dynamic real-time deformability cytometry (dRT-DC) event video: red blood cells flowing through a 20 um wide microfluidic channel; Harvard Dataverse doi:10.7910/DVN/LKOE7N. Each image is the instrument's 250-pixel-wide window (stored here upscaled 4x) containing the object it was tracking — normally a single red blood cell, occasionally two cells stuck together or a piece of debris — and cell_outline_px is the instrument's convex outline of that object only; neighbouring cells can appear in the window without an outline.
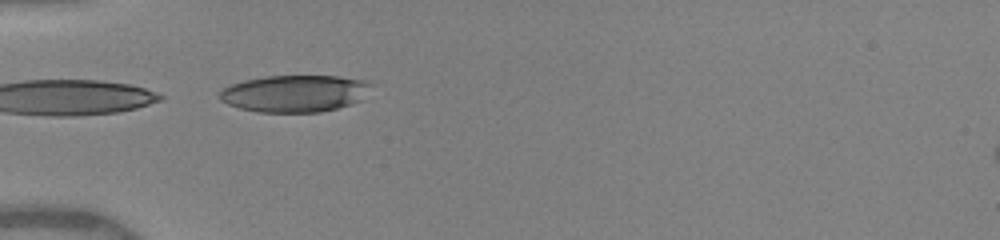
{"species": "human", "species_latin": "Homo sapiens", "temperature_condition": "warm", "stored_images_in_passage": 6, "camera_frame_rate_fps": 3000, "um_per_image_px": 0.085, "donor": {"sex": "female"}, "frame": {"image": 1, "passage_image": 1, "time_ms": 0.0, "image_size_px": [1000, 240], "cell_outline_px": [[372, 84], [360, 100], [336, 108], [320, 112], [256, 112], [240, 108], [228, 104], [220, 100], [220, 92], [224, 88], [232, 84], [244, 80], [268, 76], [336, 76], [364, 80]], "centroid_in_image_um": [25.02, 7.94], "position_along_channel_um": 60.0, "area_um2": 32.25}}
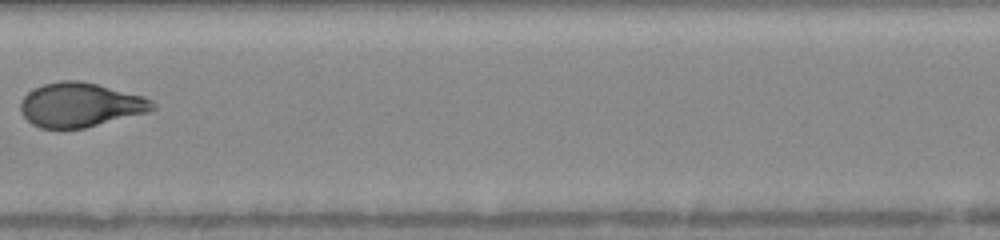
{"frame": {"image": 2, "passage_image": 4, "time_ms": 3.667, "image_size_px": [1000, 240], "cell_outline_px": [[156, 108], [148, 112], [84, 128], [40, 128], [32, 124], [20, 112], [20, 100], [32, 88], [44, 84], [60, 80], [80, 80], [144, 96], [152, 100], [156, 104]], "centroid_in_image_um": [6.81, 8.9], "position_along_channel_um": 200.6, "area_um2": 34.1}}
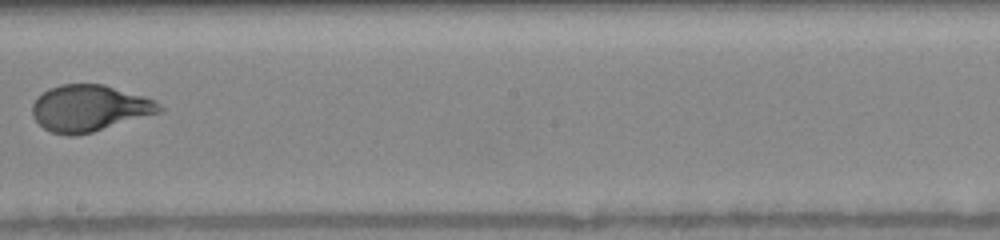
{"frame": {"image": 3, "passage_image": 5, "time_ms": 4.667, "image_size_px": [1000, 240], "cell_outline_px": [[164, 108], [160, 112], [92, 132], [76, 136], [68, 136], [52, 132], [44, 128], [32, 116], [32, 104], [48, 88], [60, 84], [104, 84], [144, 96], [156, 100]], "centroid_in_image_um": [7.6, 9.19], "position_along_channel_um": 240.6, "area_um2": 34.28}}